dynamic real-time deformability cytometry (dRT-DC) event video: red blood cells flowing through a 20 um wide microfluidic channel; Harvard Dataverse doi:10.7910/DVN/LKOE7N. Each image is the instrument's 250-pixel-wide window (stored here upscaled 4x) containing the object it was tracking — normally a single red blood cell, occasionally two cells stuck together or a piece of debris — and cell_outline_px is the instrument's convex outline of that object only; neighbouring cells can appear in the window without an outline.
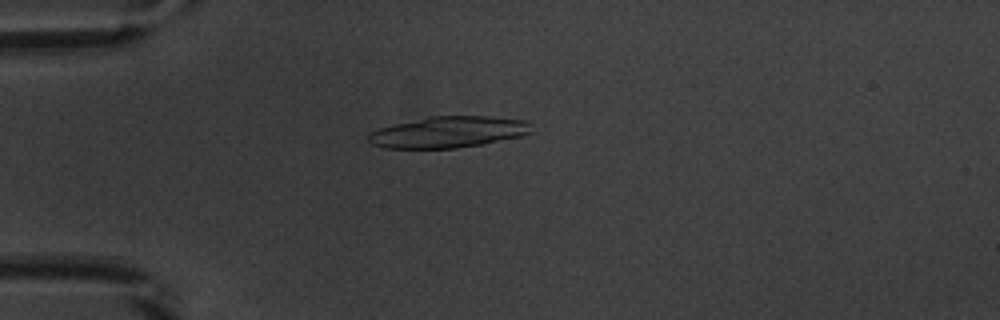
{"species": "common noctule bat (a hibernating species)", "species_latin": "Nyctalus noctula", "temperature_condition": "warm", "stored_images_in_passage": 44, "camera_frame_rate_fps": 3000, "um_per_image_px": 0.085, "animal": {"sex": "male", "body_mass_g": 20.1, "forearm_length_mm": 53.5}, "frame": {"image": 1, "passage_image": 6, "time_ms": 1.667, "image_size_px": [1000, 320], "cell_outline_px": [[532, 132], [520, 136], [484, 144], [456, 148], [384, 148], [372, 144], [368, 140], [368, 132], [380, 128], [428, 116], [488, 116], [524, 120], [532, 124]], "centroid_in_image_um": [38.12, 11.23], "position_along_channel_um": 46.9, "area_um2": 29.71}}
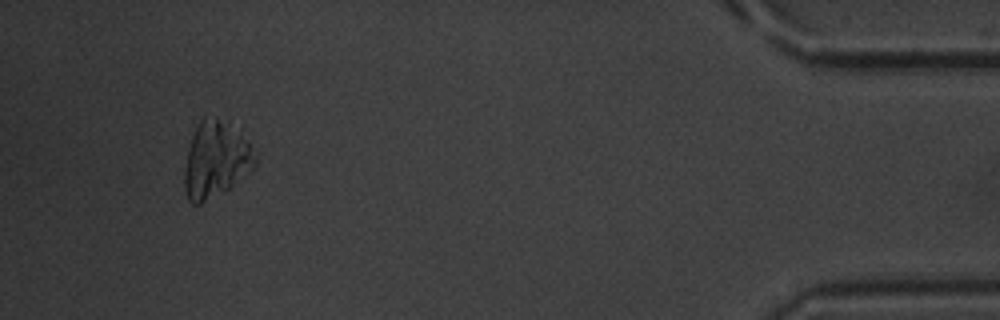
{"frame": {"image": 2, "passage_image": 41, "time_ms": 13.333, "image_size_px": [1000, 320], "cell_outline_px": [[256, 164], [252, 168], [224, 192], [200, 204], [192, 204], [188, 200], [184, 188], [184, 168], [188, 148], [192, 136], [200, 120], [204, 116], [216, 116], [228, 124], [248, 144], [256, 156]], "centroid_in_image_um": [18.27, 13.6], "position_along_channel_um": 416.9, "area_um2": 30.81}}